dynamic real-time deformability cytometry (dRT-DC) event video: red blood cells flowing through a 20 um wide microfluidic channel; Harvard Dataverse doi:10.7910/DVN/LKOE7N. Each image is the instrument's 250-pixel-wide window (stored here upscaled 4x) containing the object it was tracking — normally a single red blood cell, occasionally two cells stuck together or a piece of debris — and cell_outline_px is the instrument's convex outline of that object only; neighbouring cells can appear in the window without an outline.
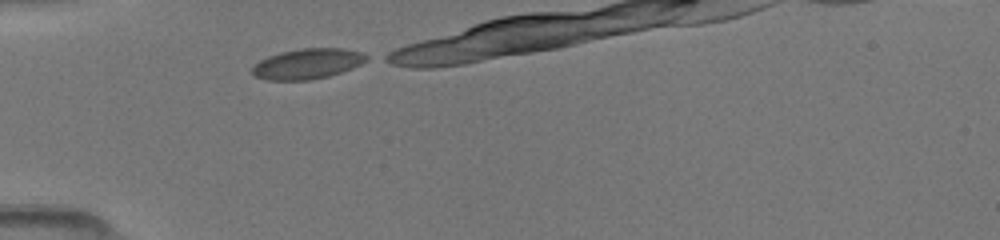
{"species": "common noctule bat (a hibernating species)", "species_latin": "Nyctalus noctula", "temperature_condition": "room temperature", "stored_images_in_passage": 6, "camera_frame_rate_fps": 3000, "um_per_image_px": 0.085, "animal": {"sex": "female", "body_mass_g": 19.5, "forearm_length_mm": 54.1}, "frame": {"image": 1, "passage_image": 1, "time_ms": 0.0, "image_size_px": [1000, 240], "cell_outline_px": [[372, 56], [368, 60], [352, 68], [328, 76], [312, 80], [268, 80], [256, 76], [252, 72], [252, 68], [260, 60], [268, 56], [280, 52], [300, 48], [340, 48], [364, 52]], "centroid_in_image_um": [26.19, 5.41], "position_along_channel_um": 58.8, "area_um2": 20.29}}
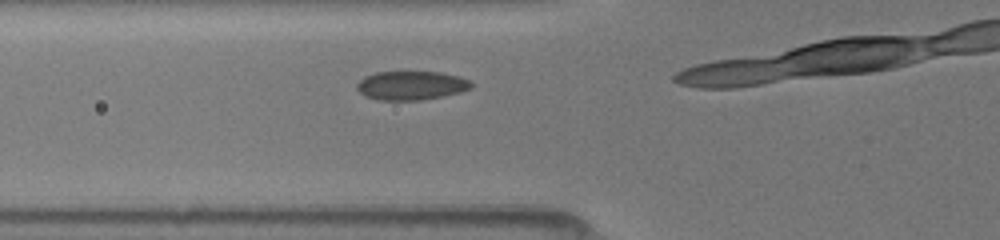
{"frame": {"image": 2, "passage_image": 3, "time_ms": 1.0, "image_size_px": [1000, 240], "cell_outline_px": [[472, 88], [460, 92], [420, 100], [376, 100], [364, 96], [356, 88], [356, 84], [364, 76], [376, 72], [440, 72], [460, 76], [468, 80], [472, 84]], "centroid_in_image_um": [34.92, 7.26], "position_along_channel_um": 90.9, "area_um2": 19.25}}